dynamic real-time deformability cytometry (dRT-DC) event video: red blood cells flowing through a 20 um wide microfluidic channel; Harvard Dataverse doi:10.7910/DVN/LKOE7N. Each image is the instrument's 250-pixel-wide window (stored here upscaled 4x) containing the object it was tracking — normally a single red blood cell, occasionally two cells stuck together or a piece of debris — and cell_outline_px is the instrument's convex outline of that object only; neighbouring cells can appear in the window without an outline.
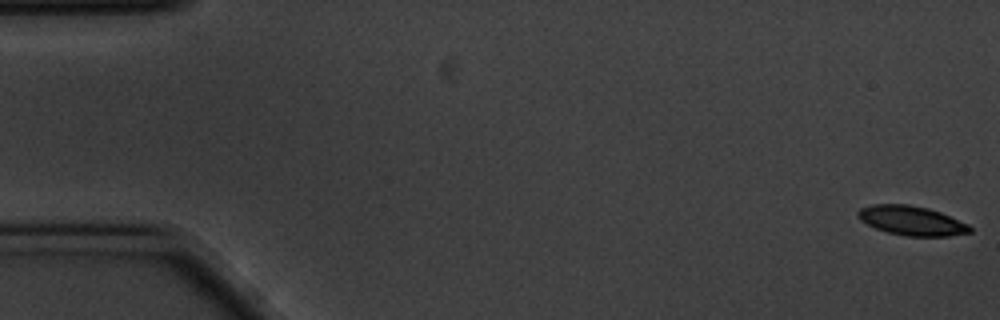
{"species": "common noctule bat (a hibernating species)", "species_latin": "Nyctalus noctula", "temperature_condition": "cold", "stored_images_in_passage": 59, "camera_frame_rate_fps": 3000, "um_per_image_px": 0.085, "animal": {"sex": "male", "body_mass_g": 20.1, "forearm_length_mm": 53.5}, "frame": {"image": 1, "passage_image": 1, "time_ms": 0.0, "image_size_px": [1000, 320], "cell_outline_px": [[972, 232], [948, 236], [908, 236], [888, 232], [876, 228], [860, 220], [856, 216], [856, 212], [860, 208], [872, 204], [908, 204], [928, 208], [940, 212], [968, 224], [972, 228]], "centroid_in_image_um": [77.47, 18.74], "position_along_channel_um": 7.5, "area_um2": 19.13}}
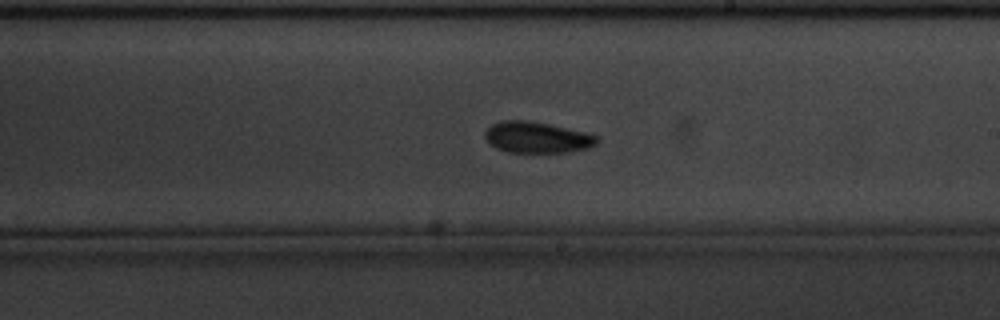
{"frame": {"image": 2, "passage_image": 33, "time_ms": 10.667, "image_size_px": [1000, 320], "cell_outline_px": [[596, 144], [588, 148], [572, 152], [508, 152], [496, 148], [484, 136], [484, 132], [492, 124], [500, 120], [528, 120], [588, 132], [596, 136]], "centroid_in_image_um": [45.64, 11.67], "position_along_channel_um": 243.4, "area_um2": 20.29}}
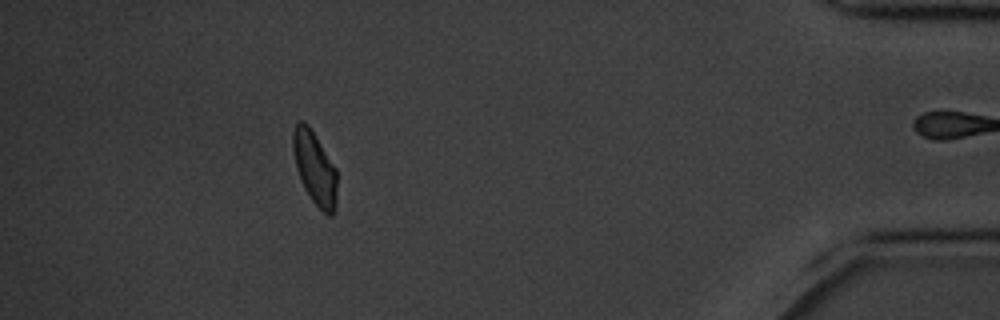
{"frame": {"image": 3, "passage_image": 52, "time_ms": 17.0, "image_size_px": [1000, 320], "cell_outline_px": [[336, 204], [332, 216], [328, 216], [312, 200], [304, 188], [300, 180], [296, 168], [292, 148], [292, 132], [296, 124], [300, 120], [308, 124], [336, 168]], "centroid_in_image_um": [26.73, 14.27], "position_along_channel_um": 408.5, "area_um2": 18.67}, "authors_computed_cell_mechanics": {"area_um2": 19.5364, "velocity_mm_per_s": 3.4709, "shape_relaxation_time_tau1_ms": 1.8566, "shape_relaxation_time_tau2_ms": 10.8942, "deformation_change_tau1": 0.1058, "deformation_change_tau2": 0.1684}}